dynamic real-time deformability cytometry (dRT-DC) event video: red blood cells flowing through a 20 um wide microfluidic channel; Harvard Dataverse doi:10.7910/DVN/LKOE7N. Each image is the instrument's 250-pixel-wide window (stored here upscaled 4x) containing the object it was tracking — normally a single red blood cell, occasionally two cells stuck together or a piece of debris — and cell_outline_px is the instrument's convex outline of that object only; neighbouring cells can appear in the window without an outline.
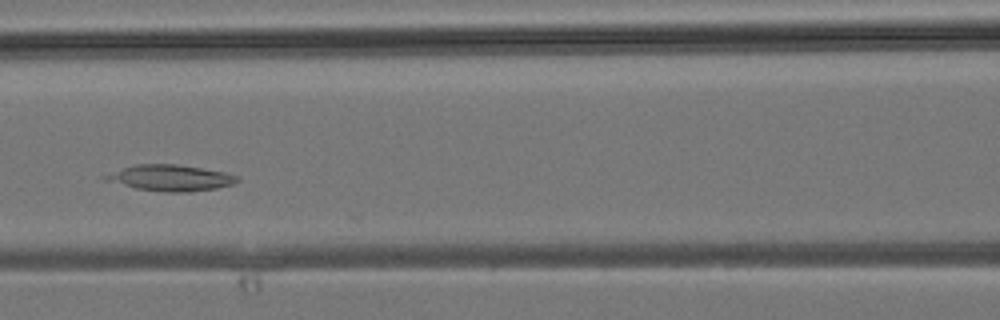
{"species": "common noctule bat (a hibernating species)", "species_latin": "Nyctalus noctula", "temperature_condition": "room temperature", "stored_images_in_passage": 32, "camera_frame_rate_fps": 3000, "um_per_image_px": 0.085, "animal": {"sex": "male", "body_mass_g": 19.2, "forearm_length_mm": 51.8}, "frame": {"image": 1, "passage_image": 12, "time_ms": 3.667, "image_size_px": [1000, 320], "cell_outline_px": [[240, 180], [232, 184], [216, 188], [192, 192], [164, 192], [136, 188], [104, 180], [100, 176], [136, 164], [176, 164], [224, 172], [240, 176]], "centroid_in_image_um": [14.5, 15.12], "position_along_channel_um": 152.1, "area_um2": 19.94}}
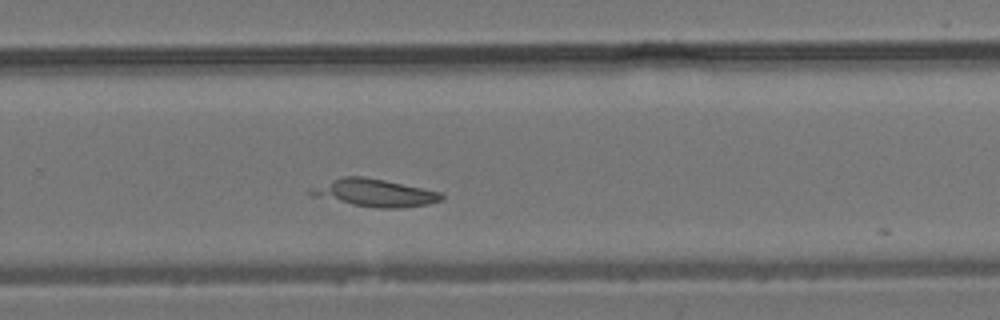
{"frame": {"image": 2, "passage_image": 20, "time_ms": 6.333, "image_size_px": [1000, 320], "cell_outline_px": [[444, 200], [428, 204], [404, 208], [380, 208], [352, 204], [312, 196], [304, 192], [312, 188], [332, 180], [344, 176], [364, 176], [384, 180], [440, 192], [444, 196]], "centroid_in_image_um": [31.84, 16.4], "position_along_channel_um": 298.0, "area_um2": 20.81}}
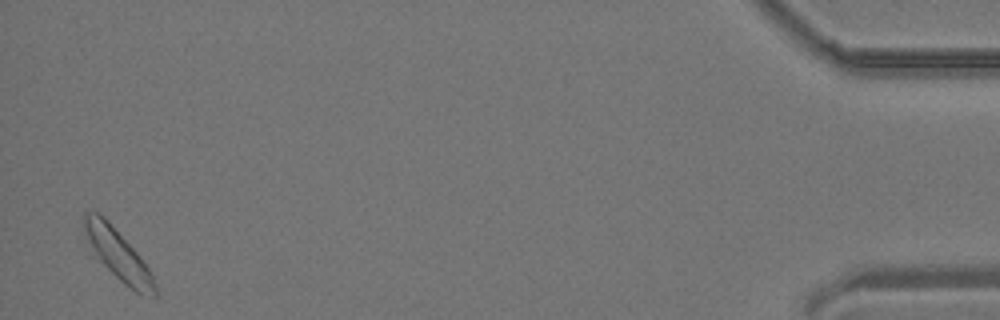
{"frame": {"image": 3, "passage_image": 32, "time_ms": 10.333, "image_size_px": [1000, 320], "cell_outline_px": [[156, 296], [152, 296], [136, 292], [124, 284], [92, 256], [84, 228], [84, 212], [100, 212], [108, 220], [140, 256], [148, 268], [156, 284]], "centroid_in_image_um": [9.99, 21.63], "position_along_channel_um": 425.2, "area_um2": 20.81}}